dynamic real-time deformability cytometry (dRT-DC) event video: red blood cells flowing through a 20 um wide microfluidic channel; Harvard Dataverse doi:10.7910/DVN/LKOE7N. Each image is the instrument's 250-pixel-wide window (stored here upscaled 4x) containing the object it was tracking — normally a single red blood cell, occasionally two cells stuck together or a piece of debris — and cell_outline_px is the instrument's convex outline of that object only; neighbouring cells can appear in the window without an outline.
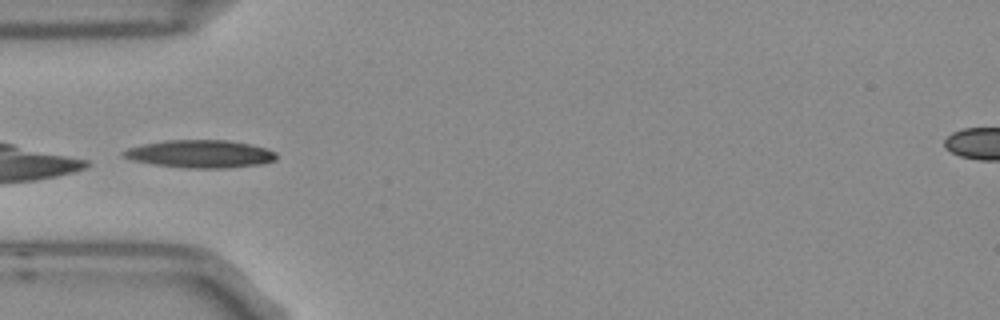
{"species": "Egyptian fruit bat (a non-hibernating species)", "species_latin": "Rousettus aegyptiacus", "temperature_condition": "room temperature", "stored_images_in_passage": 7, "camera_frame_rate_fps": 3000, "um_per_image_px": 0.085, "frame": {"image": 1, "passage_image": 4, "time_ms": 1.0, "image_size_px": [1000, 320], "cell_outline_px": [[276, 160], [264, 164], [228, 168], [184, 168], [156, 164], [132, 160], [120, 156], [120, 152], [128, 148], [144, 144], [164, 140], [228, 140], [268, 148], [276, 152]], "centroid_in_image_um": [17.03, 13.08], "position_along_channel_um": 68.0, "area_um2": 24.91}}